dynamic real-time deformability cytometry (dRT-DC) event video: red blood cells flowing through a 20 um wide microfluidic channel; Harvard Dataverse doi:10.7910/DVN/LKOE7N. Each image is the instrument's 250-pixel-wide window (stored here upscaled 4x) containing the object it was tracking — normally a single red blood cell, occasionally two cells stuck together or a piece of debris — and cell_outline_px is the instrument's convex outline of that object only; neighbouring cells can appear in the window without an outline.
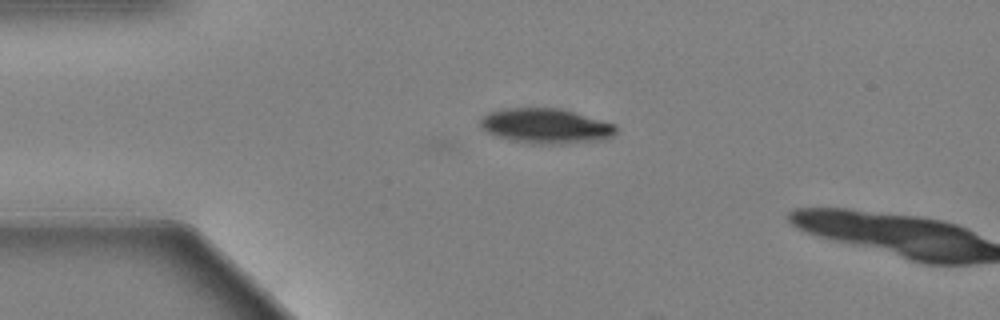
{"species": "Egyptian fruit bat (a non-hibernating species)", "species_latin": "Rousettus aegyptiacus", "temperature_condition": "warm", "stored_images_in_passage": 18, "camera_frame_rate_fps": 3000, "um_per_image_px": 0.085, "animal": {"sex": "female"}, "frame": {"image": 1, "passage_image": 18, "time_ms": 5.667, "image_size_px": [1000, 320], "cell_outline_px": [[616, 132], [612, 136], [604, 140], [564, 144], [532, 144], [512, 140], [488, 132], [480, 124], [480, 120], [488, 112], [504, 108], [560, 108], [616, 124]], "centroid_in_image_um": [46.44, 10.71], "position_along_channel_um": 38.6, "area_um2": 27.63}}